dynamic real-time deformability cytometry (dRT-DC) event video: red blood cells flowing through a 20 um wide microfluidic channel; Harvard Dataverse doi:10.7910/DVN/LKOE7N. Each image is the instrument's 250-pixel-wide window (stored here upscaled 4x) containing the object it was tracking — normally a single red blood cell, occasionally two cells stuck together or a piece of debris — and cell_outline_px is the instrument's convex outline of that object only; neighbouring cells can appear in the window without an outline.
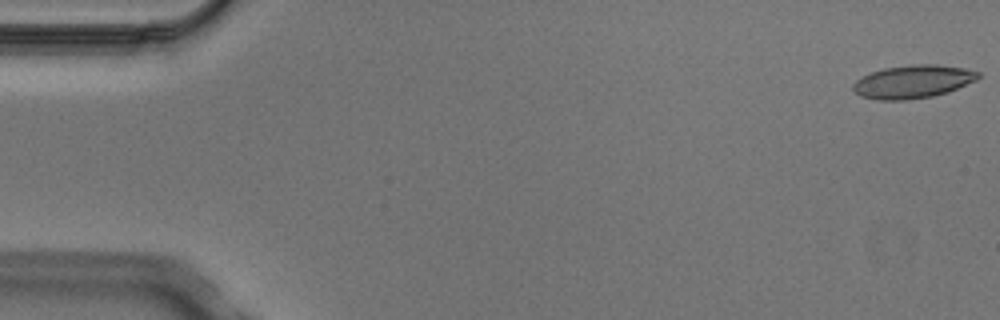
{"species": "Egyptian fruit bat (a non-hibernating species)", "species_latin": "Rousettus aegyptiacus", "temperature_condition": "cold", "stored_images_in_passage": 5, "camera_frame_rate_fps": 3000, "um_per_image_px": 0.085, "animal": {"sex": "male"}, "frame": {"image": 1, "passage_image": 1, "time_ms": 0.0, "image_size_px": [1000, 320], "cell_outline_px": [[980, 76], [976, 80], [948, 92], [932, 96], [904, 100], [876, 100], [860, 96], [852, 88], [852, 84], [856, 80], [872, 72], [884, 68], [912, 64], [936, 64], [964, 68], [980, 72]], "centroid_in_image_um": [77.59, 6.94], "position_along_channel_um": 7.4, "area_um2": 24.1}}
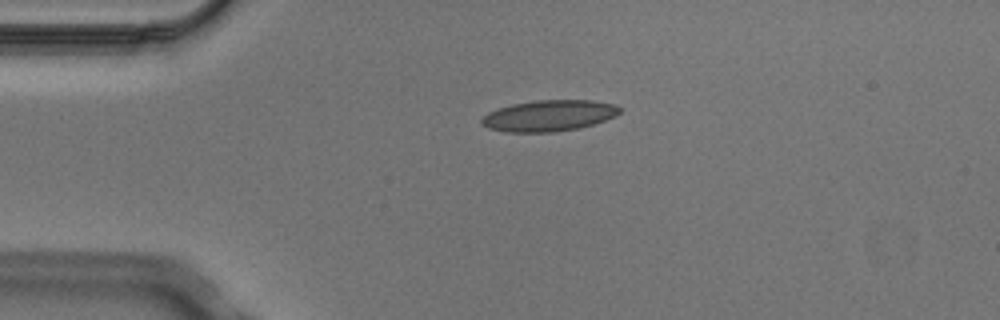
{"frame": {"image": 2, "passage_image": 4, "time_ms": 1.0, "image_size_px": [1000, 320], "cell_outline_px": [[620, 112], [604, 120], [580, 128], [552, 132], [504, 132], [488, 128], [480, 124], [480, 120], [488, 112], [512, 104], [536, 100], [592, 100], [612, 104], [620, 108]], "centroid_in_image_um": [46.6, 9.84], "position_along_channel_um": 38.4, "area_um2": 24.85}}